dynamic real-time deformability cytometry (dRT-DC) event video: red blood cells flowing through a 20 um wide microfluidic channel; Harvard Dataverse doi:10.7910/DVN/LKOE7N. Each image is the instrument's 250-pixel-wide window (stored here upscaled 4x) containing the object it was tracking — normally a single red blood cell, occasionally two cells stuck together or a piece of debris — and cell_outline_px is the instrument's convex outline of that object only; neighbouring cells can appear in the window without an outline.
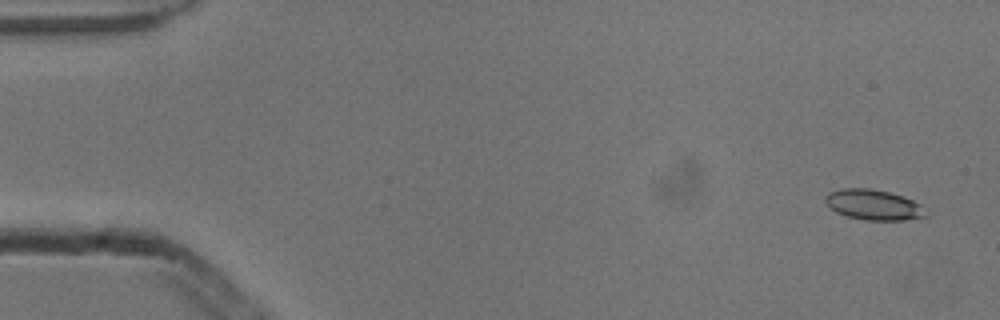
{"species": "common noctule bat (a hibernating species)", "species_latin": "Nyctalus noctula", "temperature_condition": "cold", "stored_images_in_passage": 4, "camera_frame_rate_fps": 3000, "um_per_image_px": 0.085, "animal": {"sex": "male", "body_mass_g": 13.3}, "frame": {"image": 1, "passage_image": 1, "time_ms": 0.0, "image_size_px": [1000, 320], "cell_outline_px": [[928, 216], [904, 220], [868, 220], [848, 216], [836, 212], [824, 200], [824, 196], [828, 192], [840, 188], [868, 188], [888, 192], [904, 196], [920, 204]], "centroid_in_image_um": [74.24, 17.39], "position_along_channel_um": 10.8, "area_um2": 17.69}}